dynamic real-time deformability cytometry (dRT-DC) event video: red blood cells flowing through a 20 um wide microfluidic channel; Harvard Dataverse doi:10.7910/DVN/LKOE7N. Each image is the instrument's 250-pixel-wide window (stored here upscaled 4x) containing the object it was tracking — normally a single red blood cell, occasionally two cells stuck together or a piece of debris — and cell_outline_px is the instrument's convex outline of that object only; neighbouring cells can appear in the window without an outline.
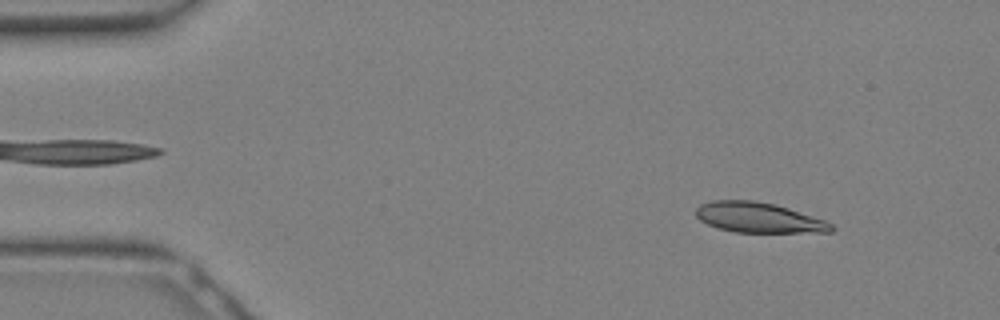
{"species": "Egyptian fruit bat (a non-hibernating species)", "species_latin": "Rousettus aegyptiacus", "temperature_condition": "warm", "stored_images_in_passage": 16, "camera_frame_rate_fps": 3000, "um_per_image_px": 0.085, "animal": {"sex": "female"}, "frame": {"image": 1, "passage_image": 3, "time_ms": 0.667, "image_size_px": [1000, 320], "cell_outline_px": [[836, 228], [832, 232], [736, 232], [720, 228], [708, 224], [700, 220], [696, 216], [696, 208], [700, 204], [712, 200], [752, 200], [776, 204], [824, 220], [832, 224]], "centroid_in_image_um": [64.48, 18.49], "position_along_channel_um": 20.5, "area_um2": 23.7}}
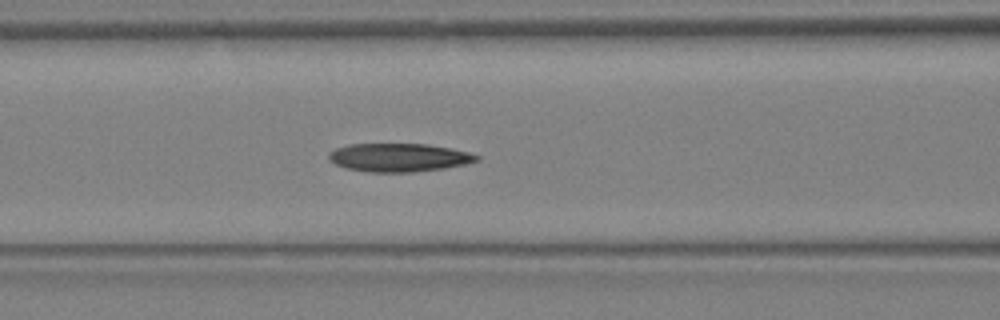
{"frame": {"image": 2, "passage_image": 12, "time_ms": 3.667, "image_size_px": [1000, 320], "cell_outline_px": [[480, 160], [464, 164], [444, 168], [412, 172], [368, 172], [348, 168], [336, 164], [328, 156], [328, 152], [336, 148], [348, 144], [428, 144], [452, 148], [468, 152], [480, 156]], "centroid_in_image_um": [33.93, 13.38], "position_along_channel_um": 132.7, "area_um2": 24.33}}
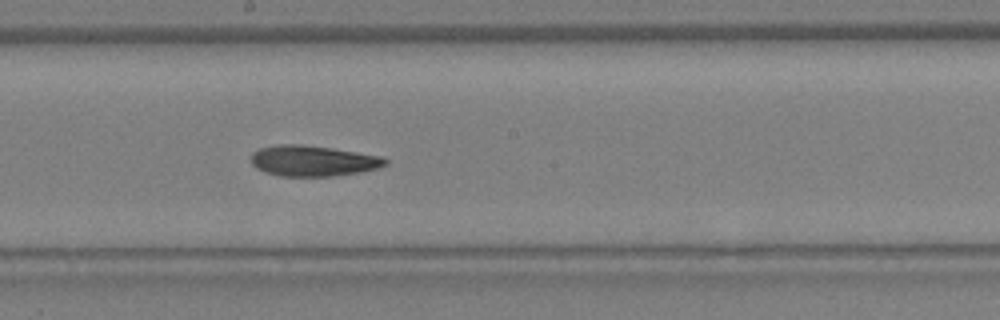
{"frame": {"image": 3, "passage_image": 16, "time_ms": 5.0, "image_size_px": [1000, 320], "cell_outline_px": [[388, 164], [376, 168], [360, 172], [332, 176], [280, 176], [256, 168], [252, 164], [252, 152], [260, 148], [280, 144], [300, 144], [332, 148], [384, 156], [388, 160]], "centroid_in_image_um": [26.64, 13.66], "position_along_channel_um": 221.6, "area_um2": 23.99}}